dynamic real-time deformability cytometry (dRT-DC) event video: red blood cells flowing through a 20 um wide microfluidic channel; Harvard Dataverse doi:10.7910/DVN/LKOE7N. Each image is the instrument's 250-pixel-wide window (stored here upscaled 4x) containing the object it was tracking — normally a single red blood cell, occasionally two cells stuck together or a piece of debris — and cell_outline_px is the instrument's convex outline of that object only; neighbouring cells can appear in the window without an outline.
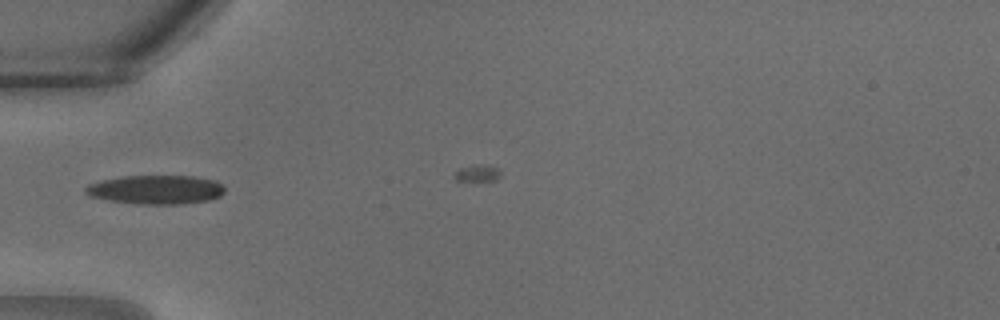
{"species": "common noctule bat (a hibernating species)", "species_latin": "Nyctalus noctula", "temperature_condition": "warm", "stored_images_in_passage": 3, "camera_frame_rate_fps": 3000, "um_per_image_px": 0.085, "animal": {"sex": "male", "body_mass_g": 18.8}, "frame": {"image": 1, "passage_image": 1, "time_ms": 0.0, "image_size_px": [1000, 320], "cell_outline_px": [[224, 192], [220, 196], [208, 200], [180, 204], [136, 204], [108, 200], [88, 196], [84, 192], [84, 188], [88, 184], [100, 180], [124, 176], [196, 176], [216, 180], [224, 188]], "centroid_in_image_um": [13.22, 16.11], "position_along_channel_um": 71.8, "area_um2": 23.64}}